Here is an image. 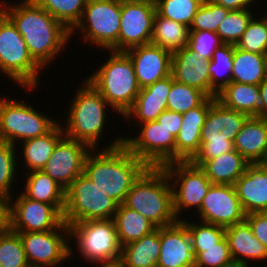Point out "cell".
Returning <instances> with one entry per match:
<instances>
[{"label":"cell","instance_id":"cell-19","mask_svg":"<svg viewBox=\"0 0 267 267\" xmlns=\"http://www.w3.org/2000/svg\"><path fill=\"white\" fill-rule=\"evenodd\" d=\"M124 53L133 64L140 89L171 75L172 53L153 43L132 47Z\"/></svg>","mask_w":267,"mask_h":267},{"label":"cell","instance_id":"cell-31","mask_svg":"<svg viewBox=\"0 0 267 267\" xmlns=\"http://www.w3.org/2000/svg\"><path fill=\"white\" fill-rule=\"evenodd\" d=\"M216 99L225 107L251 116L260 117V92L258 85L231 82Z\"/></svg>","mask_w":267,"mask_h":267},{"label":"cell","instance_id":"cell-41","mask_svg":"<svg viewBox=\"0 0 267 267\" xmlns=\"http://www.w3.org/2000/svg\"><path fill=\"white\" fill-rule=\"evenodd\" d=\"M0 264L3 267H29L21 238L10 228L0 232Z\"/></svg>","mask_w":267,"mask_h":267},{"label":"cell","instance_id":"cell-6","mask_svg":"<svg viewBox=\"0 0 267 267\" xmlns=\"http://www.w3.org/2000/svg\"><path fill=\"white\" fill-rule=\"evenodd\" d=\"M249 116L225 107L217 99L210 106L201 130L199 152L190 161L201 167L206 161L234 150V140Z\"/></svg>","mask_w":267,"mask_h":267},{"label":"cell","instance_id":"cell-5","mask_svg":"<svg viewBox=\"0 0 267 267\" xmlns=\"http://www.w3.org/2000/svg\"><path fill=\"white\" fill-rule=\"evenodd\" d=\"M109 58L86 80L121 116L132 106L140 87L133 64L124 52L109 51Z\"/></svg>","mask_w":267,"mask_h":267},{"label":"cell","instance_id":"cell-10","mask_svg":"<svg viewBox=\"0 0 267 267\" xmlns=\"http://www.w3.org/2000/svg\"><path fill=\"white\" fill-rule=\"evenodd\" d=\"M25 103L16 98L0 97L1 142L17 146L16 143L45 135L58 123L34 109L32 104Z\"/></svg>","mask_w":267,"mask_h":267},{"label":"cell","instance_id":"cell-12","mask_svg":"<svg viewBox=\"0 0 267 267\" xmlns=\"http://www.w3.org/2000/svg\"><path fill=\"white\" fill-rule=\"evenodd\" d=\"M29 267H58L75 252L70 245L69 226L63 222L49 231L17 232ZM67 238V239H66Z\"/></svg>","mask_w":267,"mask_h":267},{"label":"cell","instance_id":"cell-37","mask_svg":"<svg viewBox=\"0 0 267 267\" xmlns=\"http://www.w3.org/2000/svg\"><path fill=\"white\" fill-rule=\"evenodd\" d=\"M207 97L200 89L176 82L172 77L167 110L183 114L199 106Z\"/></svg>","mask_w":267,"mask_h":267},{"label":"cell","instance_id":"cell-32","mask_svg":"<svg viewBox=\"0 0 267 267\" xmlns=\"http://www.w3.org/2000/svg\"><path fill=\"white\" fill-rule=\"evenodd\" d=\"M118 241L122 246L140 240L157 227L139 212L119 204L113 217Z\"/></svg>","mask_w":267,"mask_h":267},{"label":"cell","instance_id":"cell-21","mask_svg":"<svg viewBox=\"0 0 267 267\" xmlns=\"http://www.w3.org/2000/svg\"><path fill=\"white\" fill-rule=\"evenodd\" d=\"M215 99L207 97L199 106L182 114V126L175 138V162H190L199 152L201 130Z\"/></svg>","mask_w":267,"mask_h":267},{"label":"cell","instance_id":"cell-27","mask_svg":"<svg viewBox=\"0 0 267 267\" xmlns=\"http://www.w3.org/2000/svg\"><path fill=\"white\" fill-rule=\"evenodd\" d=\"M160 249V228H156L140 240L122 246L117 267H157Z\"/></svg>","mask_w":267,"mask_h":267},{"label":"cell","instance_id":"cell-28","mask_svg":"<svg viewBox=\"0 0 267 267\" xmlns=\"http://www.w3.org/2000/svg\"><path fill=\"white\" fill-rule=\"evenodd\" d=\"M61 123H57L45 135L22 142V159L28 172L41 171L50 159L57 143L64 137Z\"/></svg>","mask_w":267,"mask_h":267},{"label":"cell","instance_id":"cell-18","mask_svg":"<svg viewBox=\"0 0 267 267\" xmlns=\"http://www.w3.org/2000/svg\"><path fill=\"white\" fill-rule=\"evenodd\" d=\"M91 149L84 143L63 137L55 146L42 171L64 190L84 171V161Z\"/></svg>","mask_w":267,"mask_h":267},{"label":"cell","instance_id":"cell-29","mask_svg":"<svg viewBox=\"0 0 267 267\" xmlns=\"http://www.w3.org/2000/svg\"><path fill=\"white\" fill-rule=\"evenodd\" d=\"M250 163L235 149L206 161L200 168L213 184L234 185Z\"/></svg>","mask_w":267,"mask_h":267},{"label":"cell","instance_id":"cell-53","mask_svg":"<svg viewBox=\"0 0 267 267\" xmlns=\"http://www.w3.org/2000/svg\"><path fill=\"white\" fill-rule=\"evenodd\" d=\"M3 1H5V0H2V1L0 0V2H1L0 3V14L2 13V4H3Z\"/></svg>","mask_w":267,"mask_h":267},{"label":"cell","instance_id":"cell-39","mask_svg":"<svg viewBox=\"0 0 267 267\" xmlns=\"http://www.w3.org/2000/svg\"><path fill=\"white\" fill-rule=\"evenodd\" d=\"M204 0H156V12L167 19L190 27Z\"/></svg>","mask_w":267,"mask_h":267},{"label":"cell","instance_id":"cell-52","mask_svg":"<svg viewBox=\"0 0 267 267\" xmlns=\"http://www.w3.org/2000/svg\"><path fill=\"white\" fill-rule=\"evenodd\" d=\"M264 57H265V62H266V67H267V49L265 50Z\"/></svg>","mask_w":267,"mask_h":267},{"label":"cell","instance_id":"cell-33","mask_svg":"<svg viewBox=\"0 0 267 267\" xmlns=\"http://www.w3.org/2000/svg\"><path fill=\"white\" fill-rule=\"evenodd\" d=\"M266 78L264 54L244 51L234 45L232 82L259 86Z\"/></svg>","mask_w":267,"mask_h":267},{"label":"cell","instance_id":"cell-47","mask_svg":"<svg viewBox=\"0 0 267 267\" xmlns=\"http://www.w3.org/2000/svg\"><path fill=\"white\" fill-rule=\"evenodd\" d=\"M245 221L251 227L254 236L267 248V212L247 214Z\"/></svg>","mask_w":267,"mask_h":267},{"label":"cell","instance_id":"cell-34","mask_svg":"<svg viewBox=\"0 0 267 267\" xmlns=\"http://www.w3.org/2000/svg\"><path fill=\"white\" fill-rule=\"evenodd\" d=\"M189 32V27L164 18L156 12L151 43L174 53L188 45Z\"/></svg>","mask_w":267,"mask_h":267},{"label":"cell","instance_id":"cell-40","mask_svg":"<svg viewBox=\"0 0 267 267\" xmlns=\"http://www.w3.org/2000/svg\"><path fill=\"white\" fill-rule=\"evenodd\" d=\"M253 16L251 9L231 10L219 24L216 33L224 44L236 45Z\"/></svg>","mask_w":267,"mask_h":267},{"label":"cell","instance_id":"cell-1","mask_svg":"<svg viewBox=\"0 0 267 267\" xmlns=\"http://www.w3.org/2000/svg\"><path fill=\"white\" fill-rule=\"evenodd\" d=\"M17 3L3 1L2 12L16 26L30 55L44 70L69 44L70 31L35 0Z\"/></svg>","mask_w":267,"mask_h":267},{"label":"cell","instance_id":"cell-15","mask_svg":"<svg viewBox=\"0 0 267 267\" xmlns=\"http://www.w3.org/2000/svg\"><path fill=\"white\" fill-rule=\"evenodd\" d=\"M155 3L149 1L121 0L120 32L117 52L151 43Z\"/></svg>","mask_w":267,"mask_h":267},{"label":"cell","instance_id":"cell-16","mask_svg":"<svg viewBox=\"0 0 267 267\" xmlns=\"http://www.w3.org/2000/svg\"><path fill=\"white\" fill-rule=\"evenodd\" d=\"M63 215L51 204L35 201L22 192L10 198L9 228L14 232H35L57 229Z\"/></svg>","mask_w":267,"mask_h":267},{"label":"cell","instance_id":"cell-14","mask_svg":"<svg viewBox=\"0 0 267 267\" xmlns=\"http://www.w3.org/2000/svg\"><path fill=\"white\" fill-rule=\"evenodd\" d=\"M139 125L138 136L123 137V145L149 167L175 162V137L156 121Z\"/></svg>","mask_w":267,"mask_h":267},{"label":"cell","instance_id":"cell-54","mask_svg":"<svg viewBox=\"0 0 267 267\" xmlns=\"http://www.w3.org/2000/svg\"><path fill=\"white\" fill-rule=\"evenodd\" d=\"M137 1H149V2H152V3L156 2V0H137Z\"/></svg>","mask_w":267,"mask_h":267},{"label":"cell","instance_id":"cell-49","mask_svg":"<svg viewBox=\"0 0 267 267\" xmlns=\"http://www.w3.org/2000/svg\"><path fill=\"white\" fill-rule=\"evenodd\" d=\"M9 207L10 199L0 195V232L9 228Z\"/></svg>","mask_w":267,"mask_h":267},{"label":"cell","instance_id":"cell-51","mask_svg":"<svg viewBox=\"0 0 267 267\" xmlns=\"http://www.w3.org/2000/svg\"><path fill=\"white\" fill-rule=\"evenodd\" d=\"M260 117L267 118V78L259 85Z\"/></svg>","mask_w":267,"mask_h":267},{"label":"cell","instance_id":"cell-17","mask_svg":"<svg viewBox=\"0 0 267 267\" xmlns=\"http://www.w3.org/2000/svg\"><path fill=\"white\" fill-rule=\"evenodd\" d=\"M201 222L228 227L245 221L234 185L212 184L198 211Z\"/></svg>","mask_w":267,"mask_h":267},{"label":"cell","instance_id":"cell-3","mask_svg":"<svg viewBox=\"0 0 267 267\" xmlns=\"http://www.w3.org/2000/svg\"><path fill=\"white\" fill-rule=\"evenodd\" d=\"M170 180L162 167H149L133 184L123 203L151 221L157 228L178 221L173 209Z\"/></svg>","mask_w":267,"mask_h":267},{"label":"cell","instance_id":"cell-46","mask_svg":"<svg viewBox=\"0 0 267 267\" xmlns=\"http://www.w3.org/2000/svg\"><path fill=\"white\" fill-rule=\"evenodd\" d=\"M224 44L216 32L190 31L187 47L202 59L212 58L214 51Z\"/></svg>","mask_w":267,"mask_h":267},{"label":"cell","instance_id":"cell-30","mask_svg":"<svg viewBox=\"0 0 267 267\" xmlns=\"http://www.w3.org/2000/svg\"><path fill=\"white\" fill-rule=\"evenodd\" d=\"M26 181V182H25ZM22 193L29 199L51 204L62 215L65 206V190L50 175L41 171L27 173Z\"/></svg>","mask_w":267,"mask_h":267},{"label":"cell","instance_id":"cell-44","mask_svg":"<svg viewBox=\"0 0 267 267\" xmlns=\"http://www.w3.org/2000/svg\"><path fill=\"white\" fill-rule=\"evenodd\" d=\"M231 10L217 5L212 0H204L189 27L190 31L216 32L219 24Z\"/></svg>","mask_w":267,"mask_h":267},{"label":"cell","instance_id":"cell-20","mask_svg":"<svg viewBox=\"0 0 267 267\" xmlns=\"http://www.w3.org/2000/svg\"><path fill=\"white\" fill-rule=\"evenodd\" d=\"M160 254L157 267H194L192 239L187 226L176 223L160 227Z\"/></svg>","mask_w":267,"mask_h":267},{"label":"cell","instance_id":"cell-36","mask_svg":"<svg viewBox=\"0 0 267 267\" xmlns=\"http://www.w3.org/2000/svg\"><path fill=\"white\" fill-rule=\"evenodd\" d=\"M51 16L71 31L82 17L87 0H35Z\"/></svg>","mask_w":267,"mask_h":267},{"label":"cell","instance_id":"cell-38","mask_svg":"<svg viewBox=\"0 0 267 267\" xmlns=\"http://www.w3.org/2000/svg\"><path fill=\"white\" fill-rule=\"evenodd\" d=\"M181 221L187 226L191 236L195 258L202 252V248L215 246L225 237L226 228L223 226L201 221L195 223L186 219H181Z\"/></svg>","mask_w":267,"mask_h":267},{"label":"cell","instance_id":"cell-42","mask_svg":"<svg viewBox=\"0 0 267 267\" xmlns=\"http://www.w3.org/2000/svg\"><path fill=\"white\" fill-rule=\"evenodd\" d=\"M15 145L8 142L0 141V195L9 199L14 196L13 187L16 180L17 156ZM13 186V187H12Z\"/></svg>","mask_w":267,"mask_h":267},{"label":"cell","instance_id":"cell-4","mask_svg":"<svg viewBox=\"0 0 267 267\" xmlns=\"http://www.w3.org/2000/svg\"><path fill=\"white\" fill-rule=\"evenodd\" d=\"M75 92L77 94L69 105L67 121L62 124L64 135L95 150L101 142L99 140L105 130L106 112L110 105L86 79Z\"/></svg>","mask_w":267,"mask_h":267},{"label":"cell","instance_id":"cell-7","mask_svg":"<svg viewBox=\"0 0 267 267\" xmlns=\"http://www.w3.org/2000/svg\"><path fill=\"white\" fill-rule=\"evenodd\" d=\"M68 226L70 239L75 238L82 260L95 267L118 266L122 247L113 219L87 220Z\"/></svg>","mask_w":267,"mask_h":267},{"label":"cell","instance_id":"cell-8","mask_svg":"<svg viewBox=\"0 0 267 267\" xmlns=\"http://www.w3.org/2000/svg\"><path fill=\"white\" fill-rule=\"evenodd\" d=\"M43 68L33 59L26 42L12 21L0 14V71L19 87L28 90L39 85Z\"/></svg>","mask_w":267,"mask_h":267},{"label":"cell","instance_id":"cell-50","mask_svg":"<svg viewBox=\"0 0 267 267\" xmlns=\"http://www.w3.org/2000/svg\"><path fill=\"white\" fill-rule=\"evenodd\" d=\"M217 5L223 6L230 10H242V9H251L252 3L256 0H212Z\"/></svg>","mask_w":267,"mask_h":267},{"label":"cell","instance_id":"cell-23","mask_svg":"<svg viewBox=\"0 0 267 267\" xmlns=\"http://www.w3.org/2000/svg\"><path fill=\"white\" fill-rule=\"evenodd\" d=\"M172 85V75L157 80L153 85L140 89L132 106L122 116L125 121L141 124L156 121L167 110V100Z\"/></svg>","mask_w":267,"mask_h":267},{"label":"cell","instance_id":"cell-48","mask_svg":"<svg viewBox=\"0 0 267 267\" xmlns=\"http://www.w3.org/2000/svg\"><path fill=\"white\" fill-rule=\"evenodd\" d=\"M182 120V113L165 110L157 117L156 122L165 127L176 138L181 129Z\"/></svg>","mask_w":267,"mask_h":267},{"label":"cell","instance_id":"cell-13","mask_svg":"<svg viewBox=\"0 0 267 267\" xmlns=\"http://www.w3.org/2000/svg\"><path fill=\"white\" fill-rule=\"evenodd\" d=\"M162 168L173 184L171 187L176 218L181 220L182 217L179 216H182L183 210L195 208L199 211L203 198L213 184L205 172L191 162H171Z\"/></svg>","mask_w":267,"mask_h":267},{"label":"cell","instance_id":"cell-9","mask_svg":"<svg viewBox=\"0 0 267 267\" xmlns=\"http://www.w3.org/2000/svg\"><path fill=\"white\" fill-rule=\"evenodd\" d=\"M118 204L84 173L65 190L63 222L67 225L87 220L113 219Z\"/></svg>","mask_w":267,"mask_h":267},{"label":"cell","instance_id":"cell-43","mask_svg":"<svg viewBox=\"0 0 267 267\" xmlns=\"http://www.w3.org/2000/svg\"><path fill=\"white\" fill-rule=\"evenodd\" d=\"M254 16L240 40L235 45L241 50L264 54L267 49V17Z\"/></svg>","mask_w":267,"mask_h":267},{"label":"cell","instance_id":"cell-45","mask_svg":"<svg viewBox=\"0 0 267 267\" xmlns=\"http://www.w3.org/2000/svg\"><path fill=\"white\" fill-rule=\"evenodd\" d=\"M229 245L224 237L215 246L202 248V252L195 258L194 267H234Z\"/></svg>","mask_w":267,"mask_h":267},{"label":"cell","instance_id":"cell-11","mask_svg":"<svg viewBox=\"0 0 267 267\" xmlns=\"http://www.w3.org/2000/svg\"><path fill=\"white\" fill-rule=\"evenodd\" d=\"M120 18L121 0H87L82 17L70 36L79 30L83 41L117 52Z\"/></svg>","mask_w":267,"mask_h":267},{"label":"cell","instance_id":"cell-35","mask_svg":"<svg viewBox=\"0 0 267 267\" xmlns=\"http://www.w3.org/2000/svg\"><path fill=\"white\" fill-rule=\"evenodd\" d=\"M234 45L222 44L209 61L210 97H217L232 82Z\"/></svg>","mask_w":267,"mask_h":267},{"label":"cell","instance_id":"cell-24","mask_svg":"<svg viewBox=\"0 0 267 267\" xmlns=\"http://www.w3.org/2000/svg\"><path fill=\"white\" fill-rule=\"evenodd\" d=\"M171 75L176 82L198 88L210 97L209 60L187 46L172 53Z\"/></svg>","mask_w":267,"mask_h":267},{"label":"cell","instance_id":"cell-25","mask_svg":"<svg viewBox=\"0 0 267 267\" xmlns=\"http://www.w3.org/2000/svg\"><path fill=\"white\" fill-rule=\"evenodd\" d=\"M225 237L235 265L250 267L249 260H267V248L254 236L246 221L226 227Z\"/></svg>","mask_w":267,"mask_h":267},{"label":"cell","instance_id":"cell-2","mask_svg":"<svg viewBox=\"0 0 267 267\" xmlns=\"http://www.w3.org/2000/svg\"><path fill=\"white\" fill-rule=\"evenodd\" d=\"M91 150L84 161L83 173L118 205L149 166L132 154L118 136L108 147Z\"/></svg>","mask_w":267,"mask_h":267},{"label":"cell","instance_id":"cell-26","mask_svg":"<svg viewBox=\"0 0 267 267\" xmlns=\"http://www.w3.org/2000/svg\"><path fill=\"white\" fill-rule=\"evenodd\" d=\"M234 149L249 163H265L267 157V118L248 117L233 142Z\"/></svg>","mask_w":267,"mask_h":267},{"label":"cell","instance_id":"cell-22","mask_svg":"<svg viewBox=\"0 0 267 267\" xmlns=\"http://www.w3.org/2000/svg\"><path fill=\"white\" fill-rule=\"evenodd\" d=\"M245 214L267 212V164L250 163L234 184Z\"/></svg>","mask_w":267,"mask_h":267}]
</instances>
